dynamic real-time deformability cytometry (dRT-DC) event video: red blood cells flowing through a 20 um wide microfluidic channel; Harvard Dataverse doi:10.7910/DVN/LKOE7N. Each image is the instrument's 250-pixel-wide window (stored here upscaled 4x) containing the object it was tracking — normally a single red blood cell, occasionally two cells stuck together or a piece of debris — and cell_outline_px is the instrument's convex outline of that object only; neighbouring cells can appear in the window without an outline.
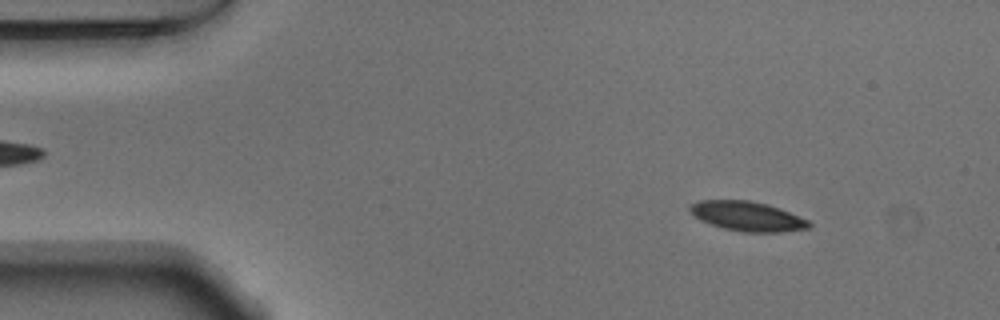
{"species": "Egyptian fruit bat (a non-hibernating species)", "species_latin": "Rousettus aegyptiacus", "temperature_condition": "warm", "stored_images_in_passage": 52, "camera_frame_rate_fps": 3000, "um_per_image_px": 0.085, "animal": {"sex": "male"}, "frame": {"image": 1, "passage_image": 6, "time_ms": 1.667, "image_size_px": [1000, 320], "cell_outline_px": [[812, 228], [780, 232], [740, 232], [724, 228], [700, 220], [688, 208], [692, 204], [700, 200], [748, 200], [768, 204], [808, 220], [812, 224]], "centroid_in_image_um": [63.55, 18.39], "position_along_channel_um": 21.4, "area_um2": 20.35}}
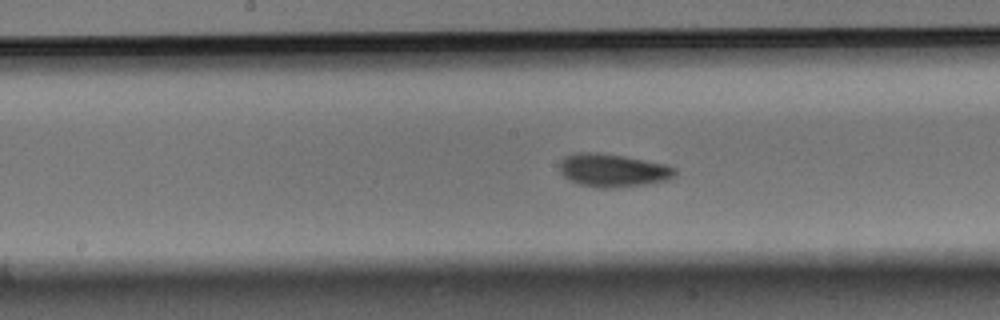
{"frame": {"image": 2, "passage_image": 26, "time_ms": 8.333, "image_size_px": [1000, 320], "cell_outline_px": [[676, 176], [668, 180], [644, 184], [616, 188], [600, 188], [576, 184], [568, 180], [560, 172], [560, 160], [564, 156], [576, 152], [600, 152], [624, 156], [664, 164], [676, 168]], "centroid_in_image_um": [52.06, 14.48], "position_along_channel_um": 196.1, "area_um2": 22.54}}
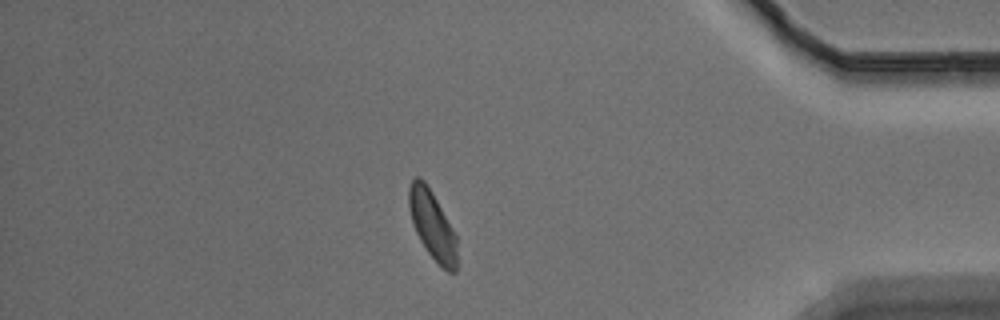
{"frame": {"image": 3, "passage_image": 45, "time_ms": 14.667, "image_size_px": [1000, 320], "cell_outline_px": [[456, 272], [448, 272], [428, 252], [420, 240], [416, 232], [408, 208], [408, 188], [412, 180], [416, 176], [420, 176], [424, 180], [432, 192], [456, 232]], "centroid_in_image_um": [36.74, 19.07], "position_along_channel_um": 398.5, "area_um2": 19.13}, "authors_computed_cell_mechanics": {"area_um2": 20.6057, "velocity_mm_per_s": 3.7628, "shape_relaxation_time_tau1_ms": 3.5427, "shape_relaxation_time_tau2_ms": 3.7309, "deformation_change_tau1": 0.0974, "deformation_change_tau2": 0.0765}}